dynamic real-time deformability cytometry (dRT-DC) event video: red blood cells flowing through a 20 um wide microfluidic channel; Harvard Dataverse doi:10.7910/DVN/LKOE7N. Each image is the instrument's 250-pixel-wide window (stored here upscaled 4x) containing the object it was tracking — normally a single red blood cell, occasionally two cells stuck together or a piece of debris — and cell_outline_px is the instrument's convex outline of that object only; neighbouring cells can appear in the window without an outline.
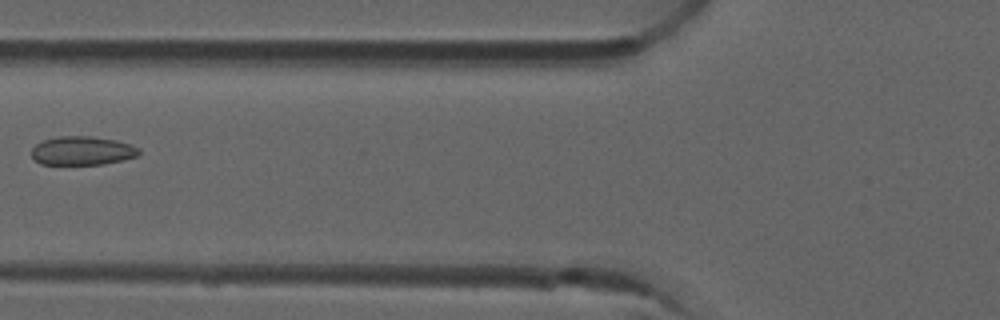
{"species": "common noctule bat (a hibernating species)", "species_latin": "Nyctalus noctula", "temperature_condition": "room temperature", "stored_images_in_passage": 7, "camera_frame_rate_fps": 3000, "um_per_image_px": 0.085, "animal": {"sex": "male", "forearm_length_mm": 52.5}, "frame": {"image": 1, "passage_image": 6, "time_ms": 1.667, "image_size_px": [1000, 320], "cell_outline_px": [[140, 152], [136, 156], [104, 164], [40, 164], [32, 156], [32, 148], [36, 144], [44, 140], [60, 136], [92, 136], [116, 140], [132, 144], [140, 148]], "centroid_in_image_um": [7.01, 12.8], "position_along_channel_um": 118.8, "area_um2": 17.92}}
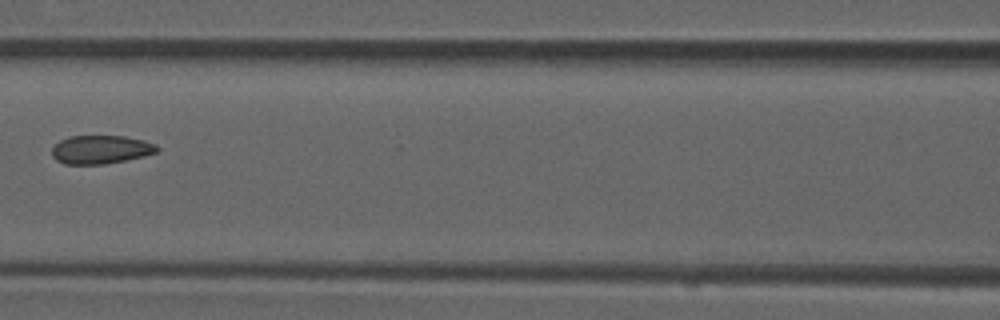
{"frame": {"image": 2, "passage_image": 7, "time_ms": 2.0, "image_size_px": [1000, 320], "cell_outline_px": [[160, 148], [156, 152], [144, 156], [104, 164], [64, 164], [56, 160], [52, 156], [52, 148], [60, 140], [68, 136], [124, 136], [144, 140], [156, 144]], "centroid_in_image_um": [8.56, 12.71], "position_along_channel_um": 158.0, "area_um2": 17.46}}